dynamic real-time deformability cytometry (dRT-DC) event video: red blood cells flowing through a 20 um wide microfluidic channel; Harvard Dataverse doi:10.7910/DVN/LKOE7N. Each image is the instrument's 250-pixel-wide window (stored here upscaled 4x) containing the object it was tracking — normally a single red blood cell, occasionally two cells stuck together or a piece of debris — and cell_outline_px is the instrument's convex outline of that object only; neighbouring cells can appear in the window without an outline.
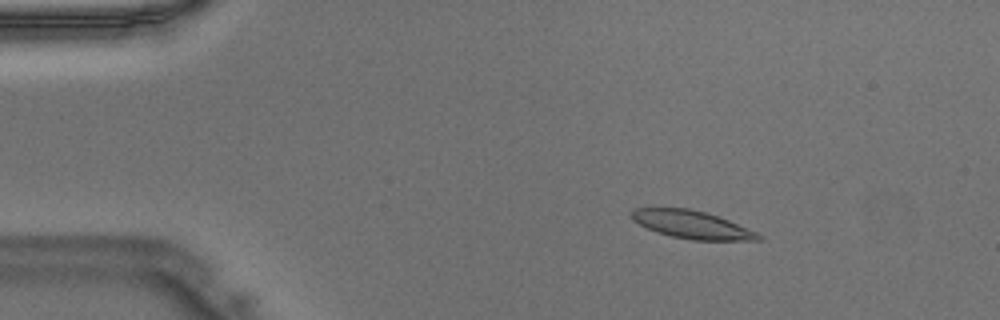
{"species": "Egyptian fruit bat (a non-hibernating species)", "species_latin": "Rousettus aegyptiacus", "temperature_condition": "warm", "stored_images_in_passage": 41, "camera_frame_rate_fps": 3000, "um_per_image_px": 0.085, "animal": {"sex": "male"}, "frame": {"image": 1, "passage_image": 2, "time_ms": 0.333, "image_size_px": [1000, 320], "cell_outline_px": [[764, 236], [760, 240], [692, 240], [672, 236], [656, 232], [632, 220], [628, 216], [632, 208], [688, 208], [704, 212], [728, 220], [756, 232]], "centroid_in_image_um": [58.76, 19.09], "position_along_channel_um": 26.2, "area_um2": 20.46}}
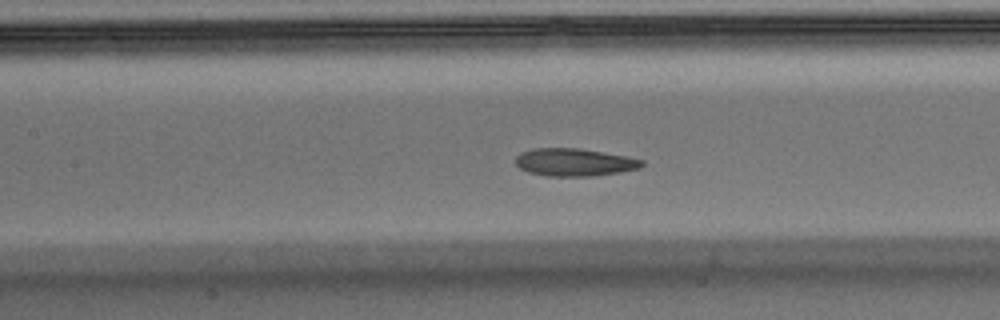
{"frame": {"image": 2, "passage_image": 16, "time_ms": 5.0, "image_size_px": [1000, 320], "cell_outline_px": [[644, 164], [640, 168], [620, 172], [592, 176], [544, 176], [528, 172], [520, 168], [516, 164], [516, 156], [520, 152], [532, 148], [580, 148], [628, 156], [644, 160]], "centroid_in_image_um": [48.82, 13.79], "position_along_channel_um": 158.6, "area_um2": 20.58}}
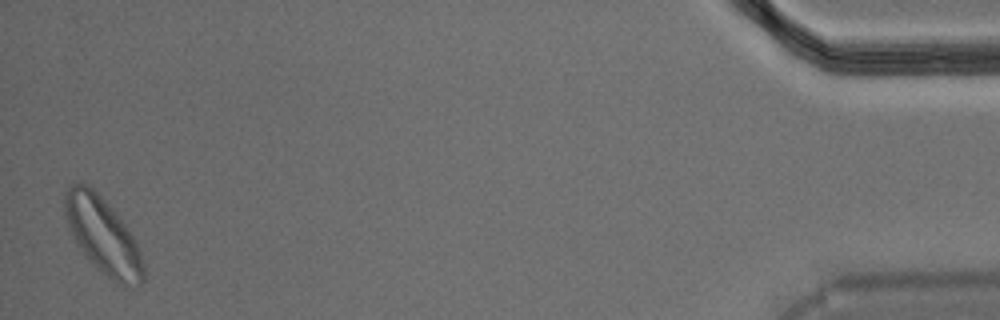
{"frame": {"image": 3, "passage_image": 41, "time_ms": 13.333, "image_size_px": [1000, 320], "cell_outline_px": [[144, 280], [140, 284], [132, 288], [120, 284], [112, 280], [84, 256], [72, 236], [68, 228], [64, 212], [64, 192], [68, 184], [72, 180], [80, 180], [88, 184], [112, 208], [136, 240], [144, 264]], "centroid_in_image_um": [8.71, 19.99], "position_along_channel_um": 426.5, "area_um2": 35.37}}